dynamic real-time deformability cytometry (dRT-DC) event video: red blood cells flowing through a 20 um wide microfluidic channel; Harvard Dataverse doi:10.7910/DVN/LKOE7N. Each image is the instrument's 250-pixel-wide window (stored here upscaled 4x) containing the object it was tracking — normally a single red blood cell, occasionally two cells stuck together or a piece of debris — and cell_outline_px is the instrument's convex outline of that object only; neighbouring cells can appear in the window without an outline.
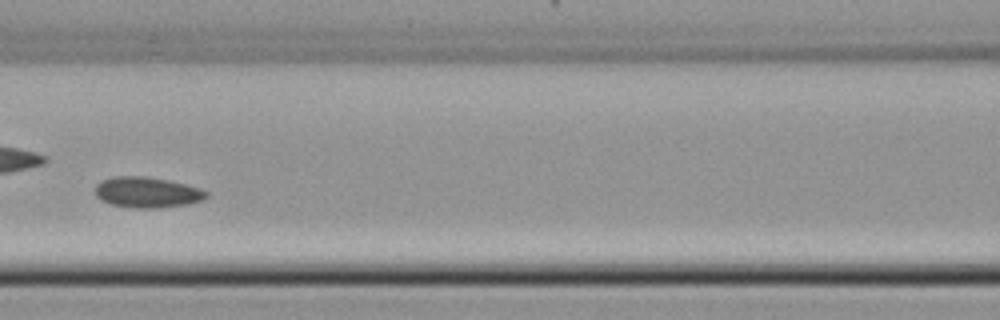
{"species": "common noctule bat (a hibernating species)", "species_latin": "Nyctalus noctula", "temperature_condition": "cold", "stored_images_in_passage": 36, "camera_frame_rate_fps": 3000, "um_per_image_px": 0.085, "animal": {"sex": "female", "body_mass_g": 22.7, "forearm_length_mm": 54.2}, "frame": {"image": 1, "passage_image": 16, "time_ms": 5.0, "image_size_px": [1000, 320], "cell_outline_px": [[208, 196], [200, 200], [184, 204], [160, 208], [136, 208], [112, 204], [100, 200], [96, 196], [96, 184], [100, 180], [112, 176], [144, 176], [168, 180], [200, 188], [208, 192]], "centroid_in_image_um": [12.46, 16.33], "position_along_channel_um": 154.1, "area_um2": 19.77}}